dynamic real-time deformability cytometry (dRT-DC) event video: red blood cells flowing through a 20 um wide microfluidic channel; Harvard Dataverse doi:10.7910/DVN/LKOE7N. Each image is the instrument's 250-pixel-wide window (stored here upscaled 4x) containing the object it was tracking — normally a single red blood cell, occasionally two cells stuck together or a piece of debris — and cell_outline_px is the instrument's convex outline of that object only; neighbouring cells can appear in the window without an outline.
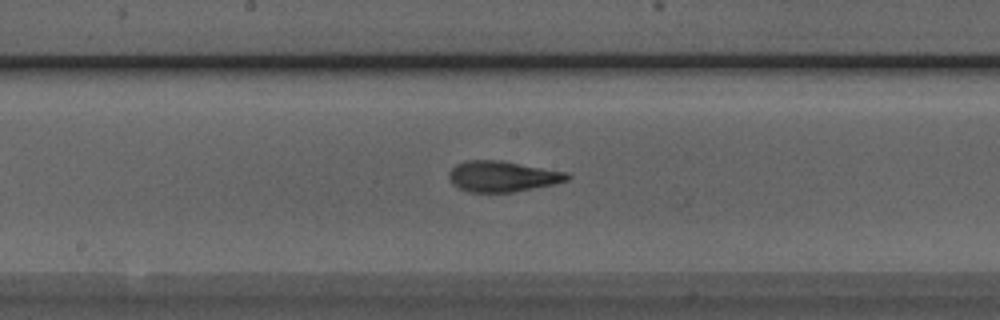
{"species": "Egyptian fruit bat (a non-hibernating species)", "species_latin": "Rousettus aegyptiacus", "temperature_condition": "room temperature", "stored_images_in_passage": 41, "camera_frame_rate_fps": 3000, "um_per_image_px": 0.085, "animal": {"sex": "male"}, "frame": {"image": 1, "passage_image": 19, "time_ms": 6.0, "image_size_px": [1000, 320], "cell_outline_px": [[572, 176], [568, 180], [552, 184], [512, 192], [468, 192], [452, 184], [448, 176], [448, 172], [456, 164], [464, 160], [500, 160], [568, 172]], "centroid_in_image_um": [42.68, 14.98], "position_along_channel_um": 205.5, "area_um2": 21.21}}
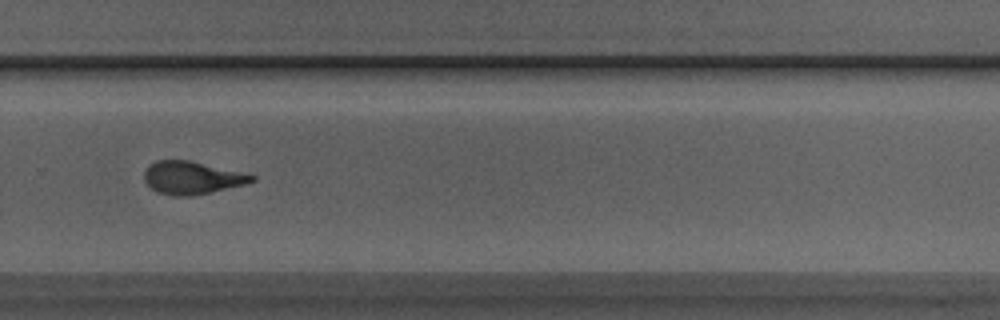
{"frame": {"image": 2, "passage_image": 27, "time_ms": 8.667, "image_size_px": [1000, 320], "cell_outline_px": [[256, 180], [244, 184], [208, 192], [188, 196], [176, 196], [156, 192], [144, 180], [144, 172], [148, 164], [156, 160], [188, 160], [240, 172], [256, 176]], "centroid_in_image_um": [16.25, 15.1], "position_along_channel_um": 313.5, "area_um2": 20.17}}
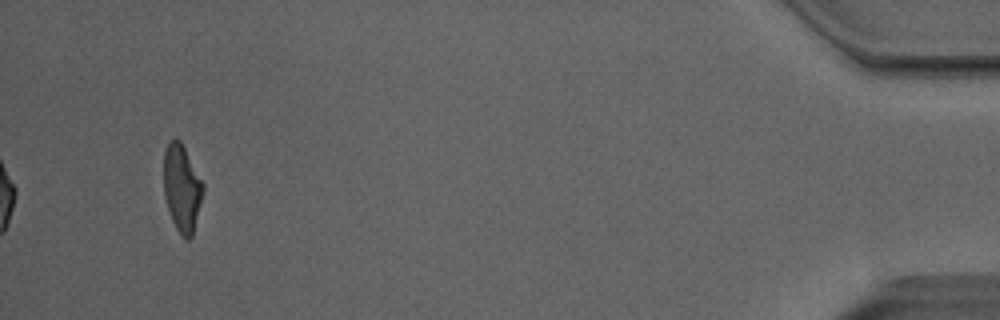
{"frame": {"image": 3, "passage_image": 41, "time_ms": 13.333, "image_size_px": [1000, 320], "cell_outline_px": [[204, 192], [192, 236], [188, 240], [184, 240], [180, 236], [172, 220], [164, 196], [164, 148], [172, 140], [180, 140], [204, 184]], "centroid_in_image_um": [15.47, 16.03], "position_along_channel_um": 419.7, "area_um2": 19.94}, "authors_computed_cell_mechanics": {"area_um2": 20.5768, "velocity_mm_per_s": 4.0669, "shape_relaxation_time_tau1_ms": 9.7055, "shape_relaxation_time_tau2_ms": 1.5041, "deformation_change_tau1": 0.2663, "deformation_change_tau2": 0.0998}}